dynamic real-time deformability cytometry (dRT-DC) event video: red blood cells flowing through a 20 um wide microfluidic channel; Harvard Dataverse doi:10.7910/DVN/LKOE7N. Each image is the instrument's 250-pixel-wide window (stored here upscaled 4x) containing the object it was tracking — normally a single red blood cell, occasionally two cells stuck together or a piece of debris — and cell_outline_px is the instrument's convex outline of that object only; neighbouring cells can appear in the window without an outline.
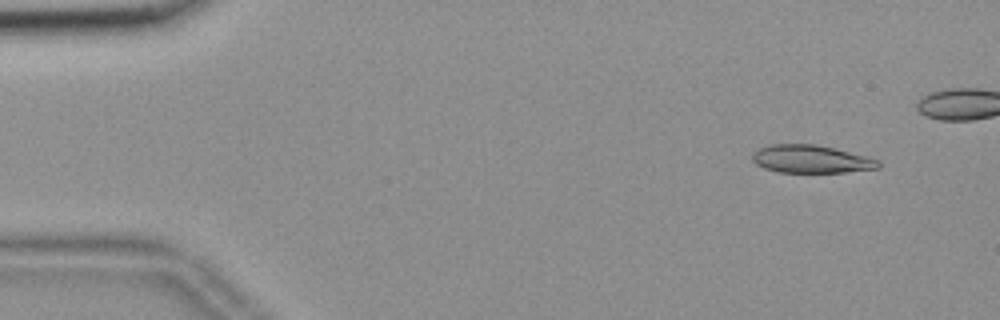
{"species": "common noctule bat (a hibernating species)", "species_latin": "Nyctalus noctula", "temperature_condition": "room temperature", "stored_images_in_passage": 14, "camera_frame_rate_fps": 3000, "um_per_image_px": 0.085, "animal": {"sex": "female", "body_mass_g": 18.4}, "frame": {"image": 1, "passage_image": 5, "time_ms": 1.333, "image_size_px": [1000, 320], "cell_outline_px": [[880, 168], [844, 172], [776, 172], [764, 168], [756, 164], [752, 160], [752, 152], [760, 148], [772, 144], [816, 144], [868, 156], [880, 160]], "centroid_in_image_um": [68.95, 13.52], "position_along_channel_um": 16.1, "area_um2": 20.58}}